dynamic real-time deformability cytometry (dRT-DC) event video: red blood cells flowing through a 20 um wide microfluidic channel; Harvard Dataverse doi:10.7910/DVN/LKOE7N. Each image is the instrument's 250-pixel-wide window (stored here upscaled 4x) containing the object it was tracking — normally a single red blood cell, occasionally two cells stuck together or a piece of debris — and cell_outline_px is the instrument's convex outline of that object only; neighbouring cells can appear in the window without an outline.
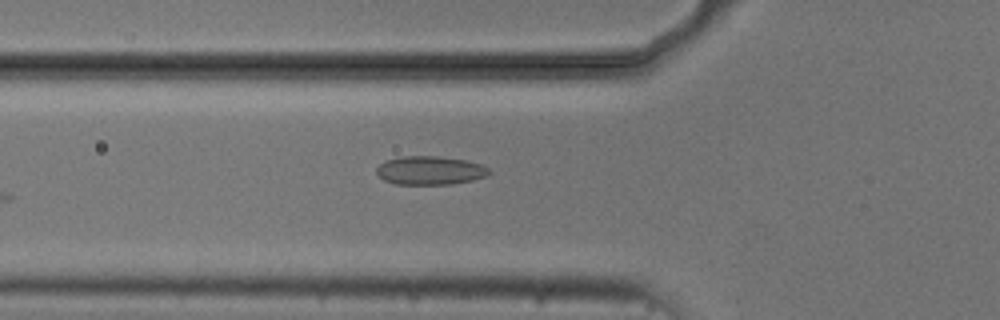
{"species": "common noctule bat (a hibernating species)", "species_latin": "Nyctalus noctula", "temperature_condition": "cold", "stored_images_in_passage": 4, "camera_frame_rate_fps": 3000, "um_per_image_px": 0.085, "animal": {"sex": "male", "body_mass_g": 20.5, "forearm_length_mm": 52.5}, "frame": {"image": 1, "passage_image": 4, "time_ms": 4.667, "image_size_px": [1000, 320], "cell_outline_px": [[492, 172], [488, 176], [472, 180], [448, 184], [396, 184], [384, 180], [376, 172], [376, 168], [380, 164], [388, 160], [400, 156], [436, 156], [468, 160], [480, 164], [488, 168]], "centroid_in_image_um": [36.58, 14.48], "position_along_channel_um": 89.2, "area_um2": 18.73}}